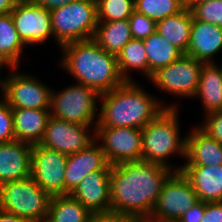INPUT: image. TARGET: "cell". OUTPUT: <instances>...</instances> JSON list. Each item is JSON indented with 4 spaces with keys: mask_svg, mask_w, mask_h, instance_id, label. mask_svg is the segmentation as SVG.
Returning a JSON list of instances; mask_svg holds the SVG:
<instances>
[{
    "mask_svg": "<svg viewBox=\"0 0 222 222\" xmlns=\"http://www.w3.org/2000/svg\"><path fill=\"white\" fill-rule=\"evenodd\" d=\"M174 171L146 161L111 166V212L136 221L148 220L164 182Z\"/></svg>",
    "mask_w": 222,
    "mask_h": 222,
    "instance_id": "1",
    "label": "cell"
},
{
    "mask_svg": "<svg viewBox=\"0 0 222 222\" xmlns=\"http://www.w3.org/2000/svg\"><path fill=\"white\" fill-rule=\"evenodd\" d=\"M62 67L78 84L92 87L99 94L121 86L126 81L121 76L117 56L105 51L94 39L63 45Z\"/></svg>",
    "mask_w": 222,
    "mask_h": 222,
    "instance_id": "2",
    "label": "cell"
},
{
    "mask_svg": "<svg viewBox=\"0 0 222 222\" xmlns=\"http://www.w3.org/2000/svg\"><path fill=\"white\" fill-rule=\"evenodd\" d=\"M100 112L96 127H131L142 129L166 108L155 97L147 94L134 81H126L115 89L101 93ZM156 99V100H155Z\"/></svg>",
    "mask_w": 222,
    "mask_h": 222,
    "instance_id": "3",
    "label": "cell"
},
{
    "mask_svg": "<svg viewBox=\"0 0 222 222\" xmlns=\"http://www.w3.org/2000/svg\"><path fill=\"white\" fill-rule=\"evenodd\" d=\"M178 112V108H166L142 128V161L174 170L167 158L175 153L185 158L186 137L179 138Z\"/></svg>",
    "mask_w": 222,
    "mask_h": 222,
    "instance_id": "4",
    "label": "cell"
},
{
    "mask_svg": "<svg viewBox=\"0 0 222 222\" xmlns=\"http://www.w3.org/2000/svg\"><path fill=\"white\" fill-rule=\"evenodd\" d=\"M50 12L53 37L60 47L94 38L98 23L96 0H76Z\"/></svg>",
    "mask_w": 222,
    "mask_h": 222,
    "instance_id": "5",
    "label": "cell"
},
{
    "mask_svg": "<svg viewBox=\"0 0 222 222\" xmlns=\"http://www.w3.org/2000/svg\"><path fill=\"white\" fill-rule=\"evenodd\" d=\"M50 199L31 176L0 185V209L28 222L46 220Z\"/></svg>",
    "mask_w": 222,
    "mask_h": 222,
    "instance_id": "6",
    "label": "cell"
},
{
    "mask_svg": "<svg viewBox=\"0 0 222 222\" xmlns=\"http://www.w3.org/2000/svg\"><path fill=\"white\" fill-rule=\"evenodd\" d=\"M100 94L92 87L74 84L60 92L51 93V116L79 125L91 126L98 123L97 99ZM94 121V122H93ZM96 121V122H95Z\"/></svg>",
    "mask_w": 222,
    "mask_h": 222,
    "instance_id": "7",
    "label": "cell"
},
{
    "mask_svg": "<svg viewBox=\"0 0 222 222\" xmlns=\"http://www.w3.org/2000/svg\"><path fill=\"white\" fill-rule=\"evenodd\" d=\"M198 196L181 171L173 172L164 182L157 203L148 220L152 222H177L195 203Z\"/></svg>",
    "mask_w": 222,
    "mask_h": 222,
    "instance_id": "8",
    "label": "cell"
},
{
    "mask_svg": "<svg viewBox=\"0 0 222 222\" xmlns=\"http://www.w3.org/2000/svg\"><path fill=\"white\" fill-rule=\"evenodd\" d=\"M17 68H10L13 73L2 79L0 84L2 97L8 105L11 108L50 110L52 89L38 78L18 73Z\"/></svg>",
    "mask_w": 222,
    "mask_h": 222,
    "instance_id": "9",
    "label": "cell"
},
{
    "mask_svg": "<svg viewBox=\"0 0 222 222\" xmlns=\"http://www.w3.org/2000/svg\"><path fill=\"white\" fill-rule=\"evenodd\" d=\"M203 65L204 62L183 54L173 63L157 70L150 81L161 91L191 98L197 92Z\"/></svg>",
    "mask_w": 222,
    "mask_h": 222,
    "instance_id": "10",
    "label": "cell"
},
{
    "mask_svg": "<svg viewBox=\"0 0 222 222\" xmlns=\"http://www.w3.org/2000/svg\"><path fill=\"white\" fill-rule=\"evenodd\" d=\"M95 140L112 165L123 162L141 161L142 129L131 127H95Z\"/></svg>",
    "mask_w": 222,
    "mask_h": 222,
    "instance_id": "11",
    "label": "cell"
},
{
    "mask_svg": "<svg viewBox=\"0 0 222 222\" xmlns=\"http://www.w3.org/2000/svg\"><path fill=\"white\" fill-rule=\"evenodd\" d=\"M68 156L40 144L31 153V177L50 196L65 195V168Z\"/></svg>",
    "mask_w": 222,
    "mask_h": 222,
    "instance_id": "12",
    "label": "cell"
},
{
    "mask_svg": "<svg viewBox=\"0 0 222 222\" xmlns=\"http://www.w3.org/2000/svg\"><path fill=\"white\" fill-rule=\"evenodd\" d=\"M11 16L25 45L42 44L50 36L53 37L51 12L33 0L18 1Z\"/></svg>",
    "mask_w": 222,
    "mask_h": 222,
    "instance_id": "13",
    "label": "cell"
},
{
    "mask_svg": "<svg viewBox=\"0 0 222 222\" xmlns=\"http://www.w3.org/2000/svg\"><path fill=\"white\" fill-rule=\"evenodd\" d=\"M87 125H79L50 116L40 145L61 152L65 155L75 154L95 141ZM91 135V136H90Z\"/></svg>",
    "mask_w": 222,
    "mask_h": 222,
    "instance_id": "14",
    "label": "cell"
},
{
    "mask_svg": "<svg viewBox=\"0 0 222 222\" xmlns=\"http://www.w3.org/2000/svg\"><path fill=\"white\" fill-rule=\"evenodd\" d=\"M110 173L111 170H101L88 174L69 195L92 214L110 213Z\"/></svg>",
    "mask_w": 222,
    "mask_h": 222,
    "instance_id": "15",
    "label": "cell"
},
{
    "mask_svg": "<svg viewBox=\"0 0 222 222\" xmlns=\"http://www.w3.org/2000/svg\"><path fill=\"white\" fill-rule=\"evenodd\" d=\"M97 140L75 154L68 155L65 168V195H69L88 174L111 170L105 153Z\"/></svg>",
    "mask_w": 222,
    "mask_h": 222,
    "instance_id": "16",
    "label": "cell"
},
{
    "mask_svg": "<svg viewBox=\"0 0 222 222\" xmlns=\"http://www.w3.org/2000/svg\"><path fill=\"white\" fill-rule=\"evenodd\" d=\"M32 148L19 140L0 143V185L31 176Z\"/></svg>",
    "mask_w": 222,
    "mask_h": 222,
    "instance_id": "17",
    "label": "cell"
},
{
    "mask_svg": "<svg viewBox=\"0 0 222 222\" xmlns=\"http://www.w3.org/2000/svg\"><path fill=\"white\" fill-rule=\"evenodd\" d=\"M178 171L189 180L199 200L222 202V165L181 166L174 170Z\"/></svg>",
    "mask_w": 222,
    "mask_h": 222,
    "instance_id": "18",
    "label": "cell"
},
{
    "mask_svg": "<svg viewBox=\"0 0 222 222\" xmlns=\"http://www.w3.org/2000/svg\"><path fill=\"white\" fill-rule=\"evenodd\" d=\"M221 49L222 27L193 19L186 54L204 63H214L212 57Z\"/></svg>",
    "mask_w": 222,
    "mask_h": 222,
    "instance_id": "19",
    "label": "cell"
},
{
    "mask_svg": "<svg viewBox=\"0 0 222 222\" xmlns=\"http://www.w3.org/2000/svg\"><path fill=\"white\" fill-rule=\"evenodd\" d=\"M184 166L222 165V144L208 137L198 127L186 135Z\"/></svg>",
    "mask_w": 222,
    "mask_h": 222,
    "instance_id": "20",
    "label": "cell"
},
{
    "mask_svg": "<svg viewBox=\"0 0 222 222\" xmlns=\"http://www.w3.org/2000/svg\"><path fill=\"white\" fill-rule=\"evenodd\" d=\"M15 140L39 144L50 118V110L12 108Z\"/></svg>",
    "mask_w": 222,
    "mask_h": 222,
    "instance_id": "21",
    "label": "cell"
},
{
    "mask_svg": "<svg viewBox=\"0 0 222 222\" xmlns=\"http://www.w3.org/2000/svg\"><path fill=\"white\" fill-rule=\"evenodd\" d=\"M192 23V13L190 9L185 7L175 15L158 20L156 23V32L183 54H186L190 42Z\"/></svg>",
    "mask_w": 222,
    "mask_h": 222,
    "instance_id": "22",
    "label": "cell"
},
{
    "mask_svg": "<svg viewBox=\"0 0 222 222\" xmlns=\"http://www.w3.org/2000/svg\"><path fill=\"white\" fill-rule=\"evenodd\" d=\"M200 97L206 114L222 110V68L204 63L194 97Z\"/></svg>",
    "mask_w": 222,
    "mask_h": 222,
    "instance_id": "23",
    "label": "cell"
},
{
    "mask_svg": "<svg viewBox=\"0 0 222 222\" xmlns=\"http://www.w3.org/2000/svg\"><path fill=\"white\" fill-rule=\"evenodd\" d=\"M105 51L118 55L123 47L133 39L128 20L98 22L93 38Z\"/></svg>",
    "mask_w": 222,
    "mask_h": 222,
    "instance_id": "24",
    "label": "cell"
},
{
    "mask_svg": "<svg viewBox=\"0 0 222 222\" xmlns=\"http://www.w3.org/2000/svg\"><path fill=\"white\" fill-rule=\"evenodd\" d=\"M26 45L19 38L11 14L0 15V61L9 68L19 64Z\"/></svg>",
    "mask_w": 222,
    "mask_h": 222,
    "instance_id": "25",
    "label": "cell"
},
{
    "mask_svg": "<svg viewBox=\"0 0 222 222\" xmlns=\"http://www.w3.org/2000/svg\"><path fill=\"white\" fill-rule=\"evenodd\" d=\"M92 215L70 195L51 196L46 222H88Z\"/></svg>",
    "mask_w": 222,
    "mask_h": 222,
    "instance_id": "26",
    "label": "cell"
},
{
    "mask_svg": "<svg viewBox=\"0 0 222 222\" xmlns=\"http://www.w3.org/2000/svg\"><path fill=\"white\" fill-rule=\"evenodd\" d=\"M148 64H149V79L160 68L173 63L183 53L173 44L169 43L163 36L156 31L148 38L143 39Z\"/></svg>",
    "mask_w": 222,
    "mask_h": 222,
    "instance_id": "27",
    "label": "cell"
},
{
    "mask_svg": "<svg viewBox=\"0 0 222 222\" xmlns=\"http://www.w3.org/2000/svg\"><path fill=\"white\" fill-rule=\"evenodd\" d=\"M117 62L125 81H133L127 73L135 69L149 78V64L143 40L131 39L117 55Z\"/></svg>",
    "mask_w": 222,
    "mask_h": 222,
    "instance_id": "28",
    "label": "cell"
},
{
    "mask_svg": "<svg viewBox=\"0 0 222 222\" xmlns=\"http://www.w3.org/2000/svg\"><path fill=\"white\" fill-rule=\"evenodd\" d=\"M135 10L156 22L182 11L183 0H134Z\"/></svg>",
    "mask_w": 222,
    "mask_h": 222,
    "instance_id": "29",
    "label": "cell"
},
{
    "mask_svg": "<svg viewBox=\"0 0 222 222\" xmlns=\"http://www.w3.org/2000/svg\"><path fill=\"white\" fill-rule=\"evenodd\" d=\"M97 21L128 20L135 10L134 0H96Z\"/></svg>",
    "mask_w": 222,
    "mask_h": 222,
    "instance_id": "30",
    "label": "cell"
},
{
    "mask_svg": "<svg viewBox=\"0 0 222 222\" xmlns=\"http://www.w3.org/2000/svg\"><path fill=\"white\" fill-rule=\"evenodd\" d=\"M193 19L222 27V0H209L190 8Z\"/></svg>",
    "mask_w": 222,
    "mask_h": 222,
    "instance_id": "31",
    "label": "cell"
},
{
    "mask_svg": "<svg viewBox=\"0 0 222 222\" xmlns=\"http://www.w3.org/2000/svg\"><path fill=\"white\" fill-rule=\"evenodd\" d=\"M133 39L143 40L156 31V21L134 10L128 19Z\"/></svg>",
    "mask_w": 222,
    "mask_h": 222,
    "instance_id": "32",
    "label": "cell"
},
{
    "mask_svg": "<svg viewBox=\"0 0 222 222\" xmlns=\"http://www.w3.org/2000/svg\"><path fill=\"white\" fill-rule=\"evenodd\" d=\"M15 140L13 129L12 108L3 97L0 100V143H6Z\"/></svg>",
    "mask_w": 222,
    "mask_h": 222,
    "instance_id": "33",
    "label": "cell"
},
{
    "mask_svg": "<svg viewBox=\"0 0 222 222\" xmlns=\"http://www.w3.org/2000/svg\"><path fill=\"white\" fill-rule=\"evenodd\" d=\"M206 119L203 126L198 128L208 137L222 144V110L206 114Z\"/></svg>",
    "mask_w": 222,
    "mask_h": 222,
    "instance_id": "34",
    "label": "cell"
},
{
    "mask_svg": "<svg viewBox=\"0 0 222 222\" xmlns=\"http://www.w3.org/2000/svg\"><path fill=\"white\" fill-rule=\"evenodd\" d=\"M206 202L199 200L188 209L177 222H201L205 212Z\"/></svg>",
    "mask_w": 222,
    "mask_h": 222,
    "instance_id": "35",
    "label": "cell"
},
{
    "mask_svg": "<svg viewBox=\"0 0 222 222\" xmlns=\"http://www.w3.org/2000/svg\"><path fill=\"white\" fill-rule=\"evenodd\" d=\"M201 222H222V202H206Z\"/></svg>",
    "mask_w": 222,
    "mask_h": 222,
    "instance_id": "36",
    "label": "cell"
},
{
    "mask_svg": "<svg viewBox=\"0 0 222 222\" xmlns=\"http://www.w3.org/2000/svg\"><path fill=\"white\" fill-rule=\"evenodd\" d=\"M88 222H137L136 220L116 213L93 214Z\"/></svg>",
    "mask_w": 222,
    "mask_h": 222,
    "instance_id": "37",
    "label": "cell"
},
{
    "mask_svg": "<svg viewBox=\"0 0 222 222\" xmlns=\"http://www.w3.org/2000/svg\"><path fill=\"white\" fill-rule=\"evenodd\" d=\"M37 5L48 9L49 11L60 8L76 0H33Z\"/></svg>",
    "mask_w": 222,
    "mask_h": 222,
    "instance_id": "38",
    "label": "cell"
},
{
    "mask_svg": "<svg viewBox=\"0 0 222 222\" xmlns=\"http://www.w3.org/2000/svg\"><path fill=\"white\" fill-rule=\"evenodd\" d=\"M18 0H0V15L11 14Z\"/></svg>",
    "mask_w": 222,
    "mask_h": 222,
    "instance_id": "39",
    "label": "cell"
},
{
    "mask_svg": "<svg viewBox=\"0 0 222 222\" xmlns=\"http://www.w3.org/2000/svg\"><path fill=\"white\" fill-rule=\"evenodd\" d=\"M0 222H28L26 219L18 217L12 213L0 209Z\"/></svg>",
    "mask_w": 222,
    "mask_h": 222,
    "instance_id": "40",
    "label": "cell"
},
{
    "mask_svg": "<svg viewBox=\"0 0 222 222\" xmlns=\"http://www.w3.org/2000/svg\"><path fill=\"white\" fill-rule=\"evenodd\" d=\"M205 1H209V0H183V3H184V7L190 9L192 6L205 2Z\"/></svg>",
    "mask_w": 222,
    "mask_h": 222,
    "instance_id": "41",
    "label": "cell"
},
{
    "mask_svg": "<svg viewBox=\"0 0 222 222\" xmlns=\"http://www.w3.org/2000/svg\"><path fill=\"white\" fill-rule=\"evenodd\" d=\"M137 222H152V221H150V220H139Z\"/></svg>",
    "mask_w": 222,
    "mask_h": 222,
    "instance_id": "42",
    "label": "cell"
},
{
    "mask_svg": "<svg viewBox=\"0 0 222 222\" xmlns=\"http://www.w3.org/2000/svg\"><path fill=\"white\" fill-rule=\"evenodd\" d=\"M2 66H3V64H2V62L0 61V70H1ZM0 84H1V79H0Z\"/></svg>",
    "mask_w": 222,
    "mask_h": 222,
    "instance_id": "43",
    "label": "cell"
}]
</instances>
